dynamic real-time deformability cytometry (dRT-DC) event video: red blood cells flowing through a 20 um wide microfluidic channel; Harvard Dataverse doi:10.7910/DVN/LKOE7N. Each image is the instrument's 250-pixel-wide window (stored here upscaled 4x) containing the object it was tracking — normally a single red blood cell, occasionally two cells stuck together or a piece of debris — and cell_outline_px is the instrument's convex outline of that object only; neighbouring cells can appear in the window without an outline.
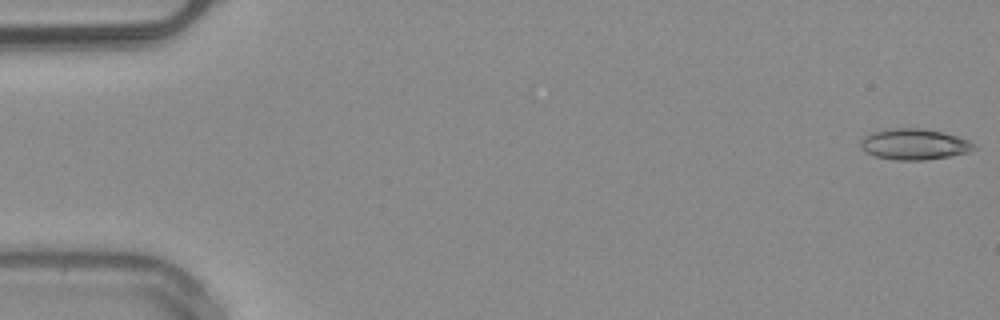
{"species": "common noctule bat (a hibernating species)", "species_latin": "Nyctalus noctula", "temperature_condition": "warm", "stored_images_in_passage": 50, "camera_frame_rate_fps": 3000, "um_per_image_px": 0.085, "animal": {"sex": "male", "body_mass_g": 20.4}, "frame": {"image": 1, "passage_image": 1, "time_ms": 0.0, "image_size_px": [1000, 320], "cell_outline_px": [[976, 148], [968, 152], [948, 156], [924, 160], [896, 160], [876, 156], [864, 152], [860, 148], [860, 140], [864, 136], [872, 132], [888, 128], [920, 128], [944, 132], [968, 140]], "centroid_in_image_um": [77.65, 12.25], "position_along_channel_um": 7.4, "area_um2": 20.4}}
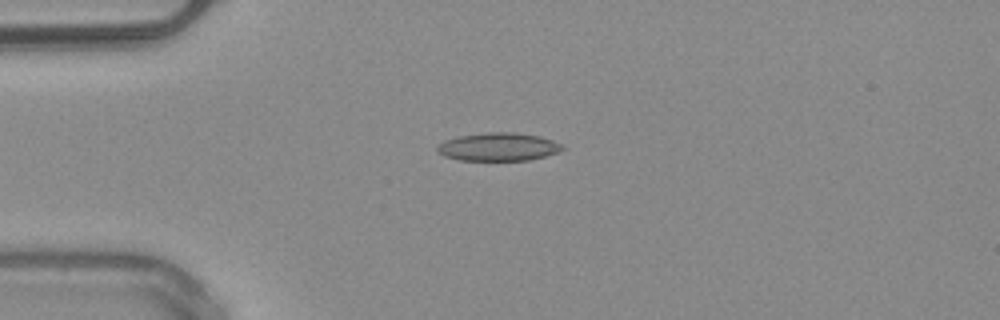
{"frame": {"image": 2, "passage_image": 13, "time_ms": 4.0, "image_size_px": [1000, 320], "cell_outline_px": [[564, 148], [556, 152], [544, 156], [528, 160], [460, 160], [444, 156], [436, 152], [436, 144], [444, 140], [460, 136], [488, 132], [516, 132], [540, 136], [552, 140], [560, 144]], "centroid_in_image_um": [42.3, 12.47], "position_along_channel_um": 42.7, "area_um2": 20.46}}
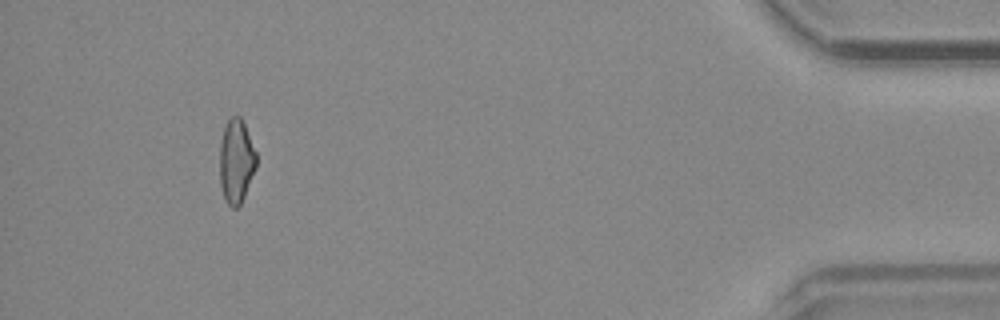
{"frame": {"image": 3, "passage_image": 47, "time_ms": 15.333, "image_size_px": [1000, 320], "cell_outline_px": [[256, 168], [244, 196], [240, 204], [236, 208], [232, 208], [224, 200], [220, 184], [220, 140], [224, 128], [228, 120], [232, 116], [240, 116], [244, 124], [256, 152]], "centroid_in_image_um": [20.07, 13.72], "position_along_channel_um": 415.1, "area_um2": 17.86}, "authors_computed_cell_mechanics": {"area_um2": 18.9006, "velocity_mm_per_s": 4.069, "shape_relaxation_time_tau1_ms": null, "shape_relaxation_time_tau2_ms": 4.5812, "deformation_change_tau1": null, "deformation_change_tau2": 0.1241}}